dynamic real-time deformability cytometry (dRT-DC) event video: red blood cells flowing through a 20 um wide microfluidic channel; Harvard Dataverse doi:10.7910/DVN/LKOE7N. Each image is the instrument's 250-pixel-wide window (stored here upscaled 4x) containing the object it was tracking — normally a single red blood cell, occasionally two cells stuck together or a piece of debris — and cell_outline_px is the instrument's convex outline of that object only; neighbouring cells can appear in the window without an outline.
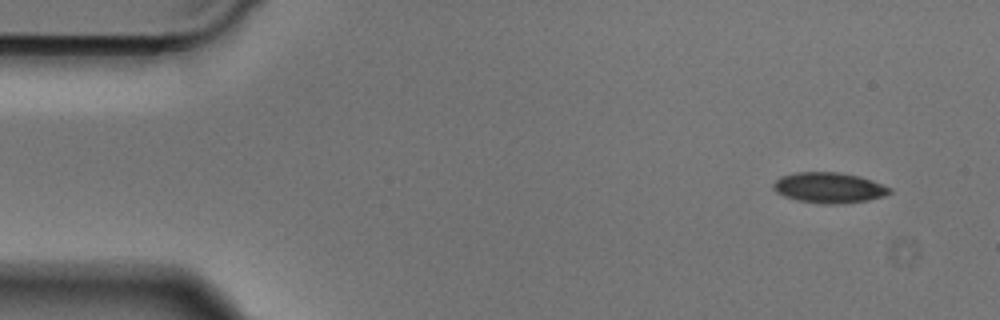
{"species": "Egyptian fruit bat (a non-hibernating species)", "species_latin": "Rousettus aegyptiacus", "temperature_condition": "cold", "stored_images_in_passage": 7, "camera_frame_rate_fps": 3000, "um_per_image_px": 0.085, "animal": {"sex": "male"}, "frame": {"image": 1, "passage_image": 1, "time_ms": 0.0, "image_size_px": [1000, 320], "cell_outline_px": [[892, 192], [884, 196], [868, 200], [836, 204], [820, 204], [796, 200], [784, 196], [776, 192], [772, 188], [772, 184], [780, 176], [796, 172], [840, 172], [860, 176], [872, 180], [892, 188]], "centroid_in_image_um": [70.45, 15.95], "position_along_channel_um": 14.5, "area_um2": 20.92}}